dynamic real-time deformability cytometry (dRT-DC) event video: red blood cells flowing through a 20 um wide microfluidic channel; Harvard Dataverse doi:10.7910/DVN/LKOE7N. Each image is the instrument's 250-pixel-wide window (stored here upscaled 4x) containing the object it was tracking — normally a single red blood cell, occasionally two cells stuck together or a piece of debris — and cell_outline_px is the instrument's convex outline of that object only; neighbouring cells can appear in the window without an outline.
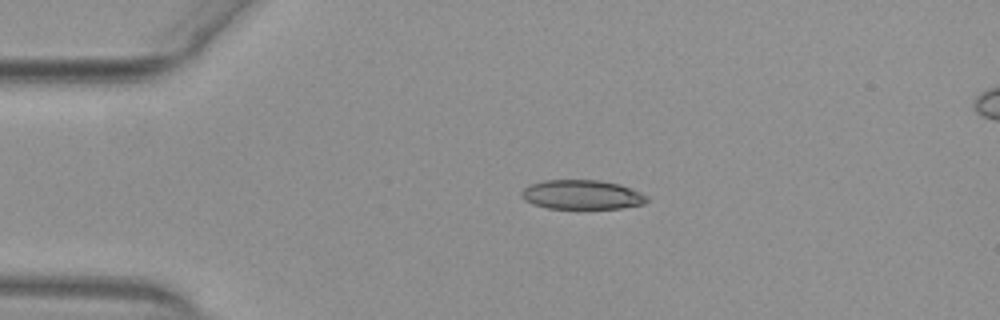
{"species": "common noctule bat (a hibernating species)", "species_latin": "Nyctalus noctula", "temperature_condition": "warm", "stored_images_in_passage": 52, "camera_frame_rate_fps": 3000, "um_per_image_px": 0.085, "animal": {"sex": "female", "body_mass_g": 29.2, "forearm_length_mm": 56.3}, "frame": {"image": 1, "passage_image": 11, "time_ms": 3.333, "image_size_px": [1000, 320], "cell_outline_px": [[648, 200], [644, 204], [620, 208], [548, 208], [532, 204], [524, 200], [520, 196], [520, 192], [528, 184], [544, 180], [600, 180], [620, 184], [640, 192], [648, 196]], "centroid_in_image_um": [49.43, 16.54], "position_along_channel_um": 35.6, "area_um2": 21.56}}
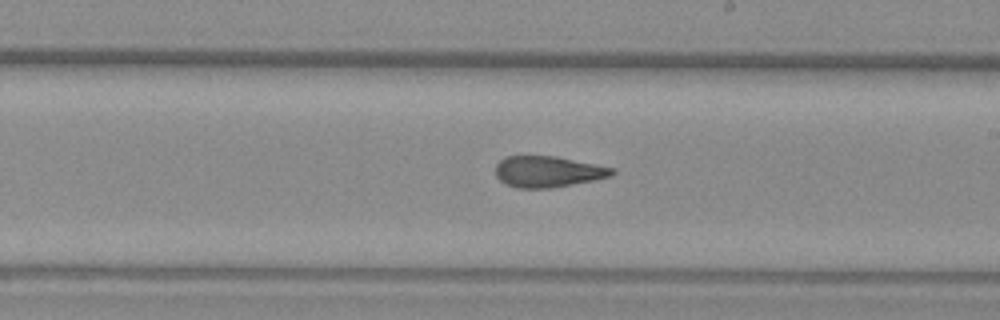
{"frame": {"image": 2, "passage_image": 30, "time_ms": 9.667, "image_size_px": [1000, 320], "cell_outline_px": [[616, 172], [612, 176], [572, 184], [548, 188], [516, 188], [504, 184], [496, 176], [496, 164], [500, 160], [508, 156], [556, 156], [616, 168]], "centroid_in_image_um": [46.58, 14.59], "position_along_channel_um": 242.4, "area_um2": 21.15}}
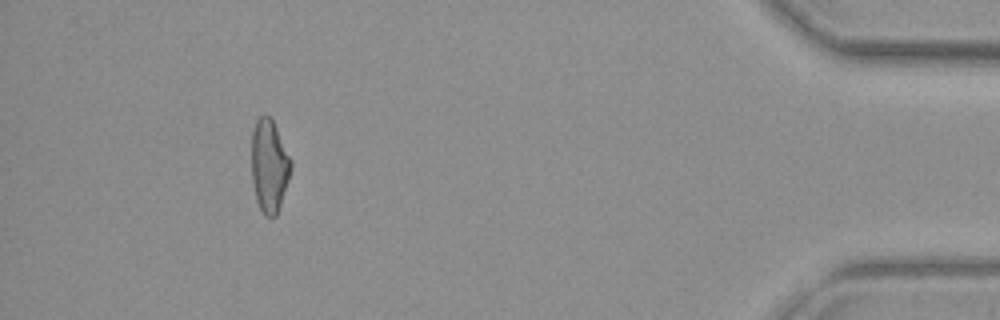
{"frame": {"image": 3, "passage_image": 48, "time_ms": 15.667, "image_size_px": [1000, 320], "cell_outline_px": [[292, 168], [276, 216], [272, 220], [264, 216], [256, 200], [252, 180], [252, 132], [256, 120], [260, 116], [268, 116], [272, 120], [292, 160]], "centroid_in_image_um": [22.88, 14.14], "position_along_channel_um": 412.3, "area_um2": 21.21}, "authors_computed_cell_mechanics": {"area_um2": 21.8484, "velocity_mm_per_s": 3.9176, "shape_relaxation_time_tau1_ms": null, "shape_relaxation_time_tau2_ms": 2.2451, "deformation_change_tau1": null, "deformation_change_tau2": 0.1079}}